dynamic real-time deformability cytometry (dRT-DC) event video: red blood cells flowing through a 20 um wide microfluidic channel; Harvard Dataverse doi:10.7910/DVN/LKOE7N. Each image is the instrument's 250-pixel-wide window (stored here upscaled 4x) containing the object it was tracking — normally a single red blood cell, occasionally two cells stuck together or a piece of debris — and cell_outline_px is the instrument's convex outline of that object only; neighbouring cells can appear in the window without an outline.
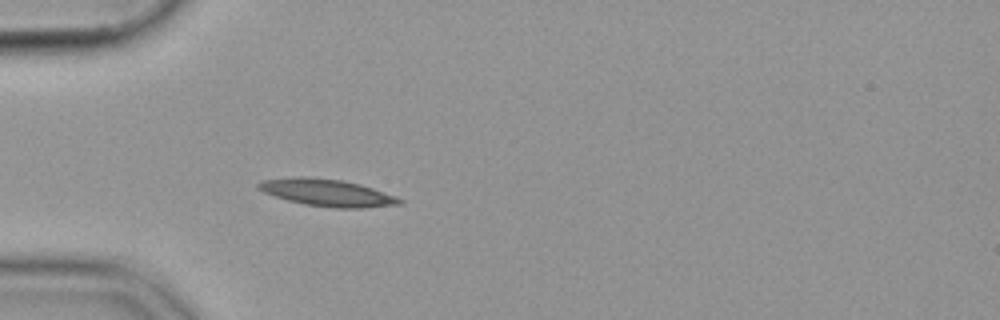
{"species": "common noctule bat (a hibernating species)", "species_latin": "Nyctalus noctula", "temperature_condition": "cold", "stored_images_in_passage": 39, "camera_frame_rate_fps": 3000, "um_per_image_px": 0.085, "animal": {"sex": "female", "body_mass_g": 19.9}, "frame": {"image": 1, "passage_image": 1, "time_ms": 0.0, "image_size_px": [1000, 320], "cell_outline_px": [[404, 200], [400, 204], [364, 208], [336, 208], [304, 204], [288, 200], [264, 192], [256, 188], [256, 184], [264, 180], [300, 176], [304, 176], [344, 180], [360, 184], [396, 196]], "centroid_in_image_um": [27.82, 16.37], "position_along_channel_um": 57.2, "area_um2": 22.2}}
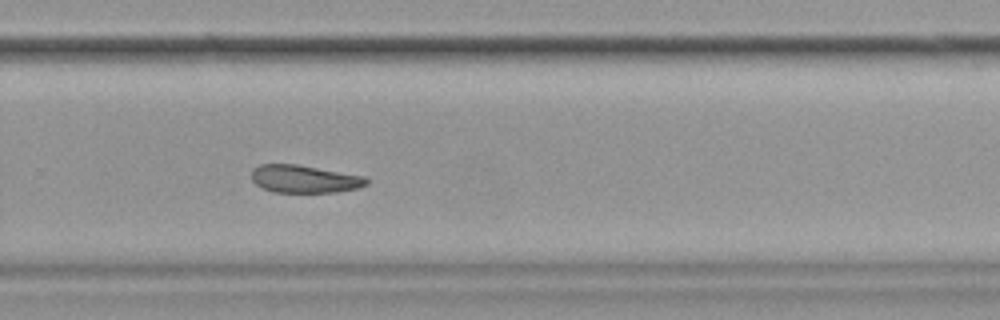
{"frame": {"image": 2, "passage_image": 22, "time_ms": 7.0, "image_size_px": [1000, 320], "cell_outline_px": [[368, 184], [360, 188], [336, 192], [272, 192], [260, 188], [252, 180], [252, 168], [260, 164], [296, 164], [364, 176], [368, 180]], "centroid_in_image_um": [25.85, 15.22], "position_along_channel_um": 303.9, "area_um2": 18.67}}
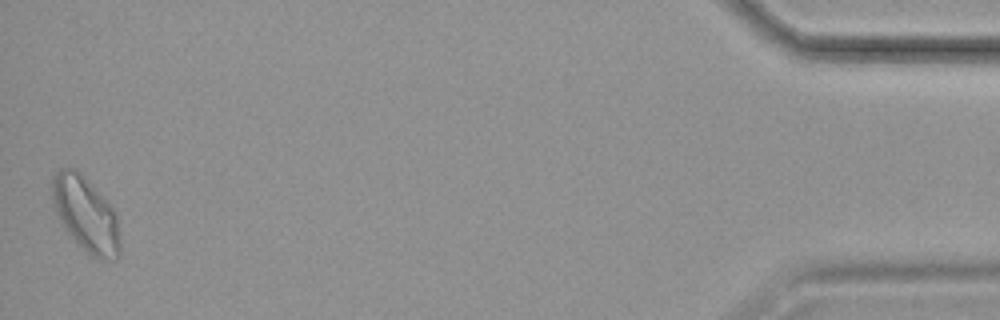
{"frame": {"image": 3, "passage_image": 39, "time_ms": 12.667, "image_size_px": [1000, 320], "cell_outline_px": [[120, 256], [116, 260], [100, 260], [92, 256], [60, 224], [52, 204], [52, 176], [60, 168], [76, 168], [80, 172], [116, 212], [120, 236]], "centroid_in_image_um": [7.29, 18.22], "position_along_channel_um": 427.9, "area_um2": 29.59}}